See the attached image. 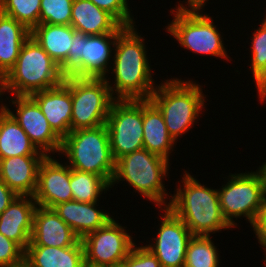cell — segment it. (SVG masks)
<instances>
[{
    "label": "cell",
    "mask_w": 266,
    "mask_h": 267,
    "mask_svg": "<svg viewBox=\"0 0 266 267\" xmlns=\"http://www.w3.org/2000/svg\"><path fill=\"white\" fill-rule=\"evenodd\" d=\"M134 26H127L119 33L113 49L114 67L110 68L115 73V84L108 81V85L112 97L117 100H150L157 88L147 60L144 38L138 35Z\"/></svg>",
    "instance_id": "cell-1"
},
{
    "label": "cell",
    "mask_w": 266,
    "mask_h": 267,
    "mask_svg": "<svg viewBox=\"0 0 266 267\" xmlns=\"http://www.w3.org/2000/svg\"><path fill=\"white\" fill-rule=\"evenodd\" d=\"M181 185L169 201V208L185 223L192 235L210 236L211 233L232 228L225 220L217 189H210L184 171Z\"/></svg>",
    "instance_id": "cell-2"
},
{
    "label": "cell",
    "mask_w": 266,
    "mask_h": 267,
    "mask_svg": "<svg viewBox=\"0 0 266 267\" xmlns=\"http://www.w3.org/2000/svg\"><path fill=\"white\" fill-rule=\"evenodd\" d=\"M65 77L60 66L31 36L24 42L14 67L0 81V97L31 94L60 85Z\"/></svg>",
    "instance_id": "cell-3"
},
{
    "label": "cell",
    "mask_w": 266,
    "mask_h": 267,
    "mask_svg": "<svg viewBox=\"0 0 266 267\" xmlns=\"http://www.w3.org/2000/svg\"><path fill=\"white\" fill-rule=\"evenodd\" d=\"M150 100L162 112L166 128L175 141L199 118L206 101L199 84L178 78L157 85Z\"/></svg>",
    "instance_id": "cell-4"
},
{
    "label": "cell",
    "mask_w": 266,
    "mask_h": 267,
    "mask_svg": "<svg viewBox=\"0 0 266 267\" xmlns=\"http://www.w3.org/2000/svg\"><path fill=\"white\" fill-rule=\"evenodd\" d=\"M59 153L66 154L71 169L96 174L111 184L115 160L106 124L70 132L62 139Z\"/></svg>",
    "instance_id": "cell-5"
},
{
    "label": "cell",
    "mask_w": 266,
    "mask_h": 267,
    "mask_svg": "<svg viewBox=\"0 0 266 267\" xmlns=\"http://www.w3.org/2000/svg\"><path fill=\"white\" fill-rule=\"evenodd\" d=\"M169 160L142 148L128 153L115 161V172L110 186L120 181L128 182L143 198L162 208L166 204V188L163 179L169 171ZM166 196V197H165Z\"/></svg>",
    "instance_id": "cell-6"
},
{
    "label": "cell",
    "mask_w": 266,
    "mask_h": 267,
    "mask_svg": "<svg viewBox=\"0 0 266 267\" xmlns=\"http://www.w3.org/2000/svg\"><path fill=\"white\" fill-rule=\"evenodd\" d=\"M202 7L204 6L178 4L176 9H171L174 19L166 27L167 31L179 45L193 53L221 57L226 60L229 56L222 43V36L214 25L212 17L200 13Z\"/></svg>",
    "instance_id": "cell-7"
},
{
    "label": "cell",
    "mask_w": 266,
    "mask_h": 267,
    "mask_svg": "<svg viewBox=\"0 0 266 267\" xmlns=\"http://www.w3.org/2000/svg\"><path fill=\"white\" fill-rule=\"evenodd\" d=\"M227 183L218 189L222 214L231 227L237 224L233 218L241 216L251 224L255 223L258 214L266 201V179L260 166L256 172L229 175Z\"/></svg>",
    "instance_id": "cell-8"
},
{
    "label": "cell",
    "mask_w": 266,
    "mask_h": 267,
    "mask_svg": "<svg viewBox=\"0 0 266 267\" xmlns=\"http://www.w3.org/2000/svg\"><path fill=\"white\" fill-rule=\"evenodd\" d=\"M63 82L71 90V132L106 124L110 107L115 100L111 95L107 76L65 77Z\"/></svg>",
    "instance_id": "cell-9"
},
{
    "label": "cell",
    "mask_w": 266,
    "mask_h": 267,
    "mask_svg": "<svg viewBox=\"0 0 266 267\" xmlns=\"http://www.w3.org/2000/svg\"><path fill=\"white\" fill-rule=\"evenodd\" d=\"M106 127L111 153L120 157L143 148V100H117L110 107Z\"/></svg>",
    "instance_id": "cell-10"
},
{
    "label": "cell",
    "mask_w": 266,
    "mask_h": 267,
    "mask_svg": "<svg viewBox=\"0 0 266 267\" xmlns=\"http://www.w3.org/2000/svg\"><path fill=\"white\" fill-rule=\"evenodd\" d=\"M126 229L112 218L104 227L85 235L86 267H116L126 259L135 243Z\"/></svg>",
    "instance_id": "cell-11"
},
{
    "label": "cell",
    "mask_w": 266,
    "mask_h": 267,
    "mask_svg": "<svg viewBox=\"0 0 266 267\" xmlns=\"http://www.w3.org/2000/svg\"><path fill=\"white\" fill-rule=\"evenodd\" d=\"M154 244L146 245L158 259L161 267H184L186 249L193 236L185 223L169 208L165 207Z\"/></svg>",
    "instance_id": "cell-12"
},
{
    "label": "cell",
    "mask_w": 266,
    "mask_h": 267,
    "mask_svg": "<svg viewBox=\"0 0 266 267\" xmlns=\"http://www.w3.org/2000/svg\"><path fill=\"white\" fill-rule=\"evenodd\" d=\"M15 97L10 101L17 106L16 113L11 112L7 105L2 106L18 122L35 147L46 156L50 152H60L62 139L53 131L38 104L30 96Z\"/></svg>",
    "instance_id": "cell-13"
},
{
    "label": "cell",
    "mask_w": 266,
    "mask_h": 267,
    "mask_svg": "<svg viewBox=\"0 0 266 267\" xmlns=\"http://www.w3.org/2000/svg\"><path fill=\"white\" fill-rule=\"evenodd\" d=\"M33 198L38 206L46 208L73 200L68 163L63 165L50 155L46 156L39 166Z\"/></svg>",
    "instance_id": "cell-14"
},
{
    "label": "cell",
    "mask_w": 266,
    "mask_h": 267,
    "mask_svg": "<svg viewBox=\"0 0 266 267\" xmlns=\"http://www.w3.org/2000/svg\"><path fill=\"white\" fill-rule=\"evenodd\" d=\"M80 238L53 208L38 206L33 215V231L28 246L70 247Z\"/></svg>",
    "instance_id": "cell-15"
},
{
    "label": "cell",
    "mask_w": 266,
    "mask_h": 267,
    "mask_svg": "<svg viewBox=\"0 0 266 267\" xmlns=\"http://www.w3.org/2000/svg\"><path fill=\"white\" fill-rule=\"evenodd\" d=\"M30 97L38 104L53 131L61 139L65 138L71 132L72 100L69 87L62 82Z\"/></svg>",
    "instance_id": "cell-16"
},
{
    "label": "cell",
    "mask_w": 266,
    "mask_h": 267,
    "mask_svg": "<svg viewBox=\"0 0 266 267\" xmlns=\"http://www.w3.org/2000/svg\"><path fill=\"white\" fill-rule=\"evenodd\" d=\"M36 207L33 196H17L0 214V233L16 242L24 251L31 241Z\"/></svg>",
    "instance_id": "cell-17"
},
{
    "label": "cell",
    "mask_w": 266,
    "mask_h": 267,
    "mask_svg": "<svg viewBox=\"0 0 266 267\" xmlns=\"http://www.w3.org/2000/svg\"><path fill=\"white\" fill-rule=\"evenodd\" d=\"M46 155H26L0 159V179L17 195L33 196L38 170Z\"/></svg>",
    "instance_id": "cell-18"
},
{
    "label": "cell",
    "mask_w": 266,
    "mask_h": 267,
    "mask_svg": "<svg viewBox=\"0 0 266 267\" xmlns=\"http://www.w3.org/2000/svg\"><path fill=\"white\" fill-rule=\"evenodd\" d=\"M97 202H62L53 207L58 216L82 239L90 232L104 227L112 216L97 209Z\"/></svg>",
    "instance_id": "cell-19"
},
{
    "label": "cell",
    "mask_w": 266,
    "mask_h": 267,
    "mask_svg": "<svg viewBox=\"0 0 266 267\" xmlns=\"http://www.w3.org/2000/svg\"><path fill=\"white\" fill-rule=\"evenodd\" d=\"M70 25L85 35L120 33L125 28L90 0H73Z\"/></svg>",
    "instance_id": "cell-20"
},
{
    "label": "cell",
    "mask_w": 266,
    "mask_h": 267,
    "mask_svg": "<svg viewBox=\"0 0 266 267\" xmlns=\"http://www.w3.org/2000/svg\"><path fill=\"white\" fill-rule=\"evenodd\" d=\"M118 35L106 33L82 37V77L104 78L107 75L110 71L107 69L108 61L112 58Z\"/></svg>",
    "instance_id": "cell-21"
},
{
    "label": "cell",
    "mask_w": 266,
    "mask_h": 267,
    "mask_svg": "<svg viewBox=\"0 0 266 267\" xmlns=\"http://www.w3.org/2000/svg\"><path fill=\"white\" fill-rule=\"evenodd\" d=\"M176 142L166 128L162 112L151 100H143V148L169 160Z\"/></svg>",
    "instance_id": "cell-22"
},
{
    "label": "cell",
    "mask_w": 266,
    "mask_h": 267,
    "mask_svg": "<svg viewBox=\"0 0 266 267\" xmlns=\"http://www.w3.org/2000/svg\"><path fill=\"white\" fill-rule=\"evenodd\" d=\"M24 258L32 267H86L81 239L70 247L27 246Z\"/></svg>",
    "instance_id": "cell-23"
},
{
    "label": "cell",
    "mask_w": 266,
    "mask_h": 267,
    "mask_svg": "<svg viewBox=\"0 0 266 267\" xmlns=\"http://www.w3.org/2000/svg\"><path fill=\"white\" fill-rule=\"evenodd\" d=\"M31 31L14 18L0 12V81L14 67Z\"/></svg>",
    "instance_id": "cell-24"
},
{
    "label": "cell",
    "mask_w": 266,
    "mask_h": 267,
    "mask_svg": "<svg viewBox=\"0 0 266 267\" xmlns=\"http://www.w3.org/2000/svg\"><path fill=\"white\" fill-rule=\"evenodd\" d=\"M26 155H45L31 142L13 116L0 106V159Z\"/></svg>",
    "instance_id": "cell-25"
},
{
    "label": "cell",
    "mask_w": 266,
    "mask_h": 267,
    "mask_svg": "<svg viewBox=\"0 0 266 267\" xmlns=\"http://www.w3.org/2000/svg\"><path fill=\"white\" fill-rule=\"evenodd\" d=\"M75 29L71 25L43 23L31 30V37L60 66L68 57Z\"/></svg>",
    "instance_id": "cell-26"
},
{
    "label": "cell",
    "mask_w": 266,
    "mask_h": 267,
    "mask_svg": "<svg viewBox=\"0 0 266 267\" xmlns=\"http://www.w3.org/2000/svg\"><path fill=\"white\" fill-rule=\"evenodd\" d=\"M112 188L101 176L70 168V188L73 200L79 202H98L103 191Z\"/></svg>",
    "instance_id": "cell-27"
},
{
    "label": "cell",
    "mask_w": 266,
    "mask_h": 267,
    "mask_svg": "<svg viewBox=\"0 0 266 267\" xmlns=\"http://www.w3.org/2000/svg\"><path fill=\"white\" fill-rule=\"evenodd\" d=\"M210 236L193 235L187 245L184 267H219V253Z\"/></svg>",
    "instance_id": "cell-28"
},
{
    "label": "cell",
    "mask_w": 266,
    "mask_h": 267,
    "mask_svg": "<svg viewBox=\"0 0 266 267\" xmlns=\"http://www.w3.org/2000/svg\"><path fill=\"white\" fill-rule=\"evenodd\" d=\"M41 0H4L0 12L25 25L30 31L39 25Z\"/></svg>",
    "instance_id": "cell-29"
},
{
    "label": "cell",
    "mask_w": 266,
    "mask_h": 267,
    "mask_svg": "<svg viewBox=\"0 0 266 267\" xmlns=\"http://www.w3.org/2000/svg\"><path fill=\"white\" fill-rule=\"evenodd\" d=\"M251 41V71L258 88L266 80V21L255 30Z\"/></svg>",
    "instance_id": "cell-30"
},
{
    "label": "cell",
    "mask_w": 266,
    "mask_h": 267,
    "mask_svg": "<svg viewBox=\"0 0 266 267\" xmlns=\"http://www.w3.org/2000/svg\"><path fill=\"white\" fill-rule=\"evenodd\" d=\"M73 0H41L39 24L70 25Z\"/></svg>",
    "instance_id": "cell-31"
},
{
    "label": "cell",
    "mask_w": 266,
    "mask_h": 267,
    "mask_svg": "<svg viewBox=\"0 0 266 267\" xmlns=\"http://www.w3.org/2000/svg\"><path fill=\"white\" fill-rule=\"evenodd\" d=\"M84 35L82 32L74 31L68 57L60 65L64 77H82V37Z\"/></svg>",
    "instance_id": "cell-32"
},
{
    "label": "cell",
    "mask_w": 266,
    "mask_h": 267,
    "mask_svg": "<svg viewBox=\"0 0 266 267\" xmlns=\"http://www.w3.org/2000/svg\"><path fill=\"white\" fill-rule=\"evenodd\" d=\"M98 8L111 14L122 26H133L134 17L130 14L127 0H90Z\"/></svg>",
    "instance_id": "cell-33"
},
{
    "label": "cell",
    "mask_w": 266,
    "mask_h": 267,
    "mask_svg": "<svg viewBox=\"0 0 266 267\" xmlns=\"http://www.w3.org/2000/svg\"><path fill=\"white\" fill-rule=\"evenodd\" d=\"M134 245L126 259L122 262L123 267H161L156 256L145 246Z\"/></svg>",
    "instance_id": "cell-34"
},
{
    "label": "cell",
    "mask_w": 266,
    "mask_h": 267,
    "mask_svg": "<svg viewBox=\"0 0 266 267\" xmlns=\"http://www.w3.org/2000/svg\"><path fill=\"white\" fill-rule=\"evenodd\" d=\"M24 254L25 251L16 242L0 233V267L20 262Z\"/></svg>",
    "instance_id": "cell-35"
},
{
    "label": "cell",
    "mask_w": 266,
    "mask_h": 267,
    "mask_svg": "<svg viewBox=\"0 0 266 267\" xmlns=\"http://www.w3.org/2000/svg\"><path fill=\"white\" fill-rule=\"evenodd\" d=\"M252 228L258 238V242L263 246L266 253V201Z\"/></svg>",
    "instance_id": "cell-36"
},
{
    "label": "cell",
    "mask_w": 266,
    "mask_h": 267,
    "mask_svg": "<svg viewBox=\"0 0 266 267\" xmlns=\"http://www.w3.org/2000/svg\"><path fill=\"white\" fill-rule=\"evenodd\" d=\"M16 197L17 195L0 179V214Z\"/></svg>",
    "instance_id": "cell-37"
},
{
    "label": "cell",
    "mask_w": 266,
    "mask_h": 267,
    "mask_svg": "<svg viewBox=\"0 0 266 267\" xmlns=\"http://www.w3.org/2000/svg\"><path fill=\"white\" fill-rule=\"evenodd\" d=\"M257 90L260 100L264 101L266 99V80L257 88Z\"/></svg>",
    "instance_id": "cell-38"
},
{
    "label": "cell",
    "mask_w": 266,
    "mask_h": 267,
    "mask_svg": "<svg viewBox=\"0 0 266 267\" xmlns=\"http://www.w3.org/2000/svg\"><path fill=\"white\" fill-rule=\"evenodd\" d=\"M7 267H32V266L25 258H23L20 262L9 265Z\"/></svg>",
    "instance_id": "cell-39"
},
{
    "label": "cell",
    "mask_w": 266,
    "mask_h": 267,
    "mask_svg": "<svg viewBox=\"0 0 266 267\" xmlns=\"http://www.w3.org/2000/svg\"><path fill=\"white\" fill-rule=\"evenodd\" d=\"M206 1L208 0H187L186 4L189 5H200L205 6Z\"/></svg>",
    "instance_id": "cell-40"
},
{
    "label": "cell",
    "mask_w": 266,
    "mask_h": 267,
    "mask_svg": "<svg viewBox=\"0 0 266 267\" xmlns=\"http://www.w3.org/2000/svg\"><path fill=\"white\" fill-rule=\"evenodd\" d=\"M261 170L264 172L265 175V179H266V162L262 164V166L260 167Z\"/></svg>",
    "instance_id": "cell-41"
}]
</instances>
